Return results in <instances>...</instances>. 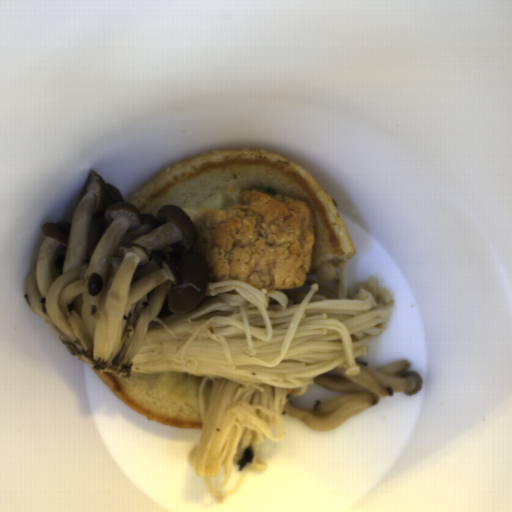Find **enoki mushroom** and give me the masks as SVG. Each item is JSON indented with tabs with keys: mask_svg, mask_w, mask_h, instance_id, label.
<instances>
[{
	"mask_svg": "<svg viewBox=\"0 0 512 512\" xmlns=\"http://www.w3.org/2000/svg\"><path fill=\"white\" fill-rule=\"evenodd\" d=\"M317 279L336 284L326 297L307 292L208 282L185 312L160 311L149 323L128 380L139 406L163 418L200 422L188 462L220 503L264 473L262 446L286 438L285 405L333 369L359 375V356L390 323L368 290L348 296L347 264H324Z\"/></svg>",
	"mask_w": 512,
	"mask_h": 512,
	"instance_id": "cea9216a",
	"label": "enoki mushroom"
}]
</instances>
